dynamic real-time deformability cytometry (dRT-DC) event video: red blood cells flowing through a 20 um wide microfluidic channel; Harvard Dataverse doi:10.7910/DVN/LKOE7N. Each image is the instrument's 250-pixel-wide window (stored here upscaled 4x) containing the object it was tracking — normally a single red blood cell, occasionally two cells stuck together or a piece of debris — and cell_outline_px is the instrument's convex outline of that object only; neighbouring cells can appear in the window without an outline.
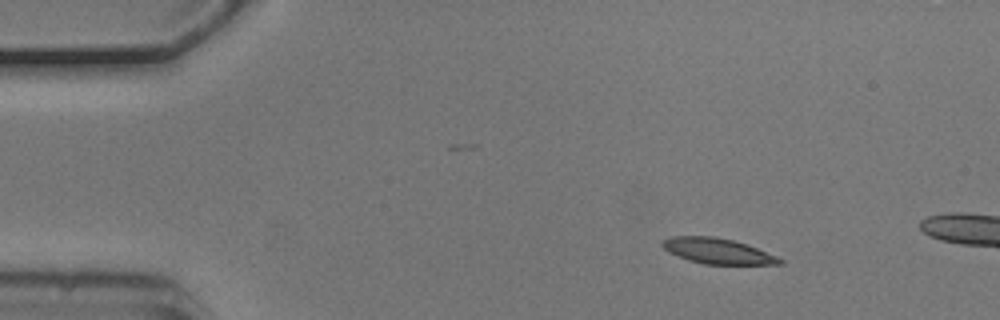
{"species": "common noctule bat (a hibernating species)", "species_latin": "Nyctalus noctula", "temperature_condition": "cold", "stored_images_in_passage": 4, "camera_frame_rate_fps": 3000, "um_per_image_px": 0.085, "animal": {"sex": "male", "body_mass_g": 20.5, "forearm_length_mm": 52.5}, "frame": {"image": 1, "passage_image": 2, "time_ms": 0.333, "image_size_px": [1000, 320], "cell_outline_px": [[784, 264], [704, 264], [688, 260], [668, 252], [660, 244], [660, 240], [672, 236], [712, 236], [732, 240], [756, 248], [776, 256], [784, 260]], "centroid_in_image_um": [60.94, 21.33], "position_along_channel_um": 24.1, "area_um2": 17.34}}